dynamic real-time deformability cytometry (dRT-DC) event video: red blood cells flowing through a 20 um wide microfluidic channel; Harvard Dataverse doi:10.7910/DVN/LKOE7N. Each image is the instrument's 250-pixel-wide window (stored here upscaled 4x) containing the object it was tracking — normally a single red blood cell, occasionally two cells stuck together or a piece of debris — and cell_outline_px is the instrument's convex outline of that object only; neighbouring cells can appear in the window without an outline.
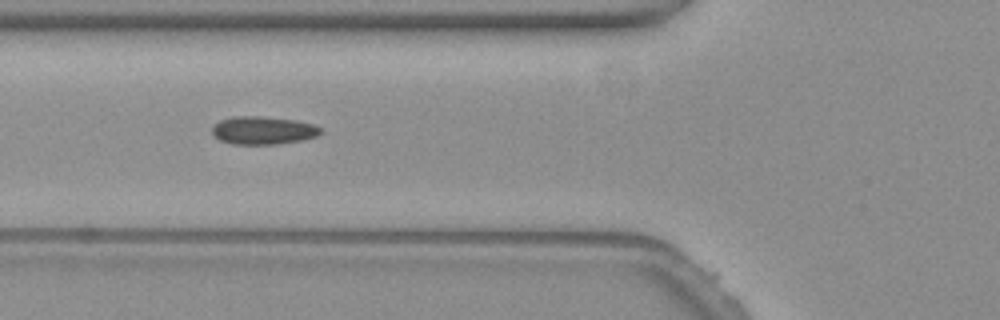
{"species": "common noctule bat (a hibernating species)", "species_latin": "Nyctalus noctula", "temperature_condition": "warm", "stored_images_in_passage": 36, "camera_frame_rate_fps": 3000, "um_per_image_px": 0.085, "animal": {"sex": "female", "body_mass_g": 19.3, "forearm_length_mm": 54.1}, "frame": {"image": 1, "passage_image": 2, "time_ms": 0.333, "image_size_px": [1000, 320], "cell_outline_px": [[324, 132], [316, 136], [304, 140], [276, 144], [232, 144], [220, 140], [212, 132], [212, 128], [220, 120], [236, 116], [260, 116], [296, 120], [312, 124], [320, 128]], "centroid_in_image_um": [22.39, 11.08], "position_along_channel_um": 103.4, "area_um2": 17.63}}
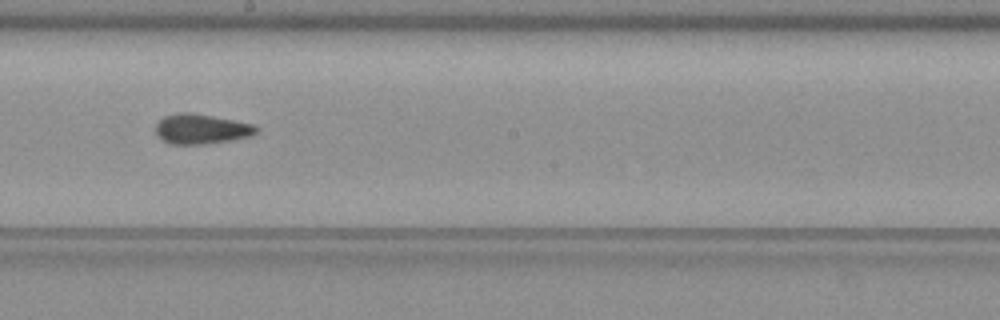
{"frame": {"image": 2, "passage_image": 12, "time_ms": 3.667, "image_size_px": [1000, 320], "cell_outline_px": [[260, 128], [252, 136], [204, 144], [172, 144], [160, 140], [156, 136], [156, 124], [164, 116], [180, 112], [192, 112], [256, 124]], "centroid_in_image_um": [17.11, 10.95], "position_along_channel_um": 231.1, "area_um2": 17.74}}
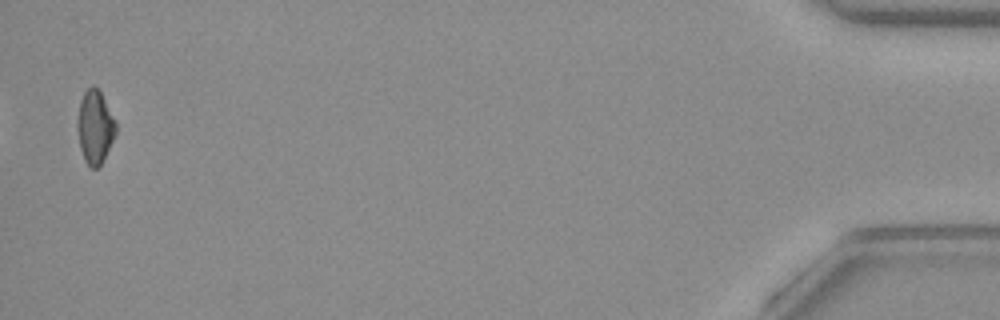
{"frame": {"image": 3, "passage_image": 35, "time_ms": 11.333, "image_size_px": [1000, 320], "cell_outline_px": [[116, 132], [100, 164], [96, 168], [92, 168], [84, 160], [80, 148], [76, 128], [76, 124], [80, 100], [84, 92], [92, 84], [100, 92], [116, 124]], "centroid_in_image_um": [8.02, 10.78], "position_along_channel_um": 427.2, "area_um2": 16.01}, "authors_computed_cell_mechanics": {"area_um2": 17.1088, "velocity_mm_per_s": 3.8174, "shape_relaxation_time_tau1_ms": null, "shape_relaxation_time_tau2_ms": 3.2594, "deformation_change_tau1": null, "deformation_change_tau2": 0.0728}}